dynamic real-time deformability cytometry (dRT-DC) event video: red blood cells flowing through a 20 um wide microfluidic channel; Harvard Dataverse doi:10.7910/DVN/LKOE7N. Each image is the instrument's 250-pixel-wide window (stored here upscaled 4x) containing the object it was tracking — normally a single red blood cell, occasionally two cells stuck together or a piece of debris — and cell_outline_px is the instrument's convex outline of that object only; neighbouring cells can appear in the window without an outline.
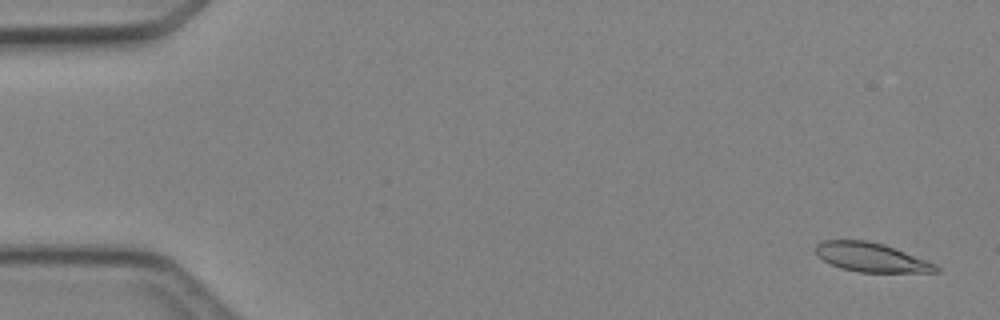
{"species": "Egyptian fruit bat (a non-hibernating species)", "species_latin": "Rousettus aegyptiacus", "temperature_condition": "cold", "stored_images_in_passage": 6, "camera_frame_rate_fps": 3000, "um_per_image_px": 0.085, "animal": {"sex": "female"}, "frame": {"image": 1, "passage_image": 1, "time_ms": 0.0, "image_size_px": [1000, 320], "cell_outline_px": [[940, 272], [860, 272], [840, 268], [816, 256], [816, 244], [824, 240], [868, 240], [884, 244], [936, 264], [940, 268]], "centroid_in_image_um": [74.05, 21.87], "position_along_channel_um": 11.0, "area_um2": 20.29}}
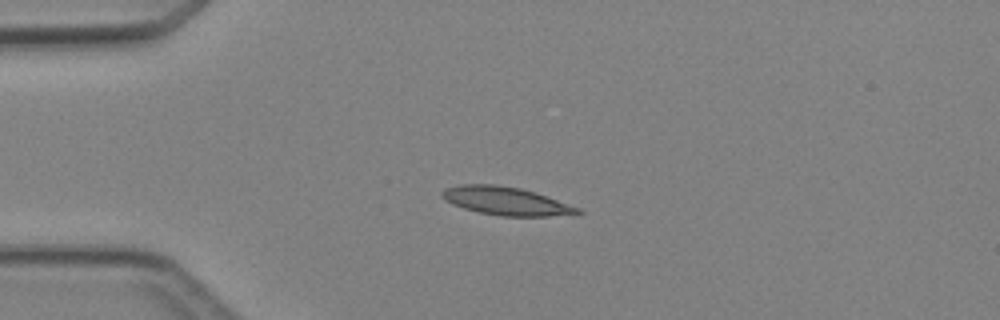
{"frame": {"image": 2, "passage_image": 4, "time_ms": 3.333, "image_size_px": [1000, 320], "cell_outline_px": [[584, 212], [548, 216], [500, 216], [480, 212], [464, 208], [452, 204], [444, 200], [440, 196], [440, 192], [444, 188], [460, 184], [496, 184], [520, 188], [536, 192], [580, 208]], "centroid_in_image_um": [42.95, 17.07], "position_along_channel_um": 42.1, "area_um2": 22.31}}
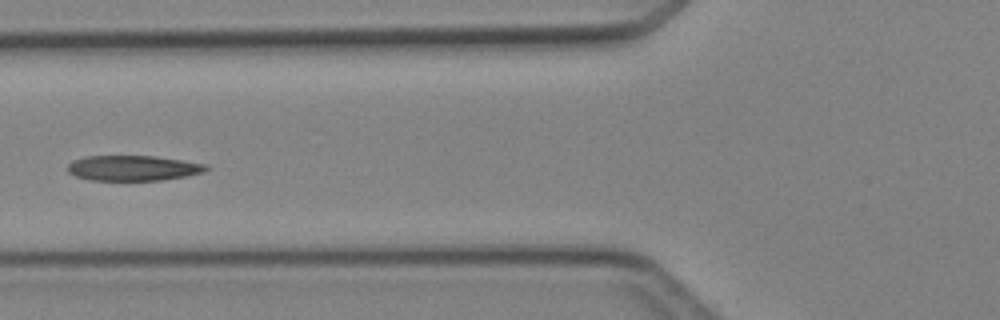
{"frame": {"image": 3, "passage_image": 6, "time_ms": 5.667, "image_size_px": [1000, 320], "cell_outline_px": [[212, 168], [204, 172], [184, 176], [160, 180], [88, 180], [76, 176], [68, 172], [68, 164], [72, 160], [84, 156], [156, 156], [208, 164]], "centroid_in_image_um": [11.33, 14.28], "position_along_channel_um": 114.5, "area_um2": 20.52}}